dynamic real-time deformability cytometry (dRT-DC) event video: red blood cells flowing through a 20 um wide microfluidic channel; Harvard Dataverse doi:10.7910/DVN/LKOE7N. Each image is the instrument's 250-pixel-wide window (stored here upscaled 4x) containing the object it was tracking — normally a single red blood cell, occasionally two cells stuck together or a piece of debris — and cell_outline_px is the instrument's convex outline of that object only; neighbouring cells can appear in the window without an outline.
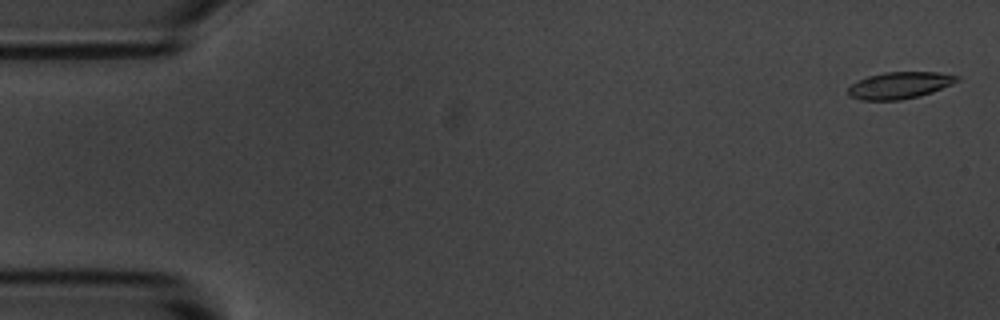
{"species": "common noctule bat (a hibernating species)", "species_latin": "Nyctalus noctula", "temperature_condition": "room temperature", "stored_images_in_passage": 4, "camera_frame_rate_fps": 3000, "um_per_image_px": 0.085, "animal": {"sex": "male", "body_mass_g": 20.1, "forearm_length_mm": 53.5}, "frame": {"image": 1, "passage_image": 1, "time_ms": 0.0, "image_size_px": [1000, 320], "cell_outline_px": [[960, 80], [952, 84], [932, 92], [920, 96], [900, 100], [860, 100], [848, 96], [848, 88], [852, 84], [868, 76], [884, 72], [936, 72], [960, 76]], "centroid_in_image_um": [76.47, 7.25], "position_along_channel_um": 8.5, "area_um2": 16.99}}